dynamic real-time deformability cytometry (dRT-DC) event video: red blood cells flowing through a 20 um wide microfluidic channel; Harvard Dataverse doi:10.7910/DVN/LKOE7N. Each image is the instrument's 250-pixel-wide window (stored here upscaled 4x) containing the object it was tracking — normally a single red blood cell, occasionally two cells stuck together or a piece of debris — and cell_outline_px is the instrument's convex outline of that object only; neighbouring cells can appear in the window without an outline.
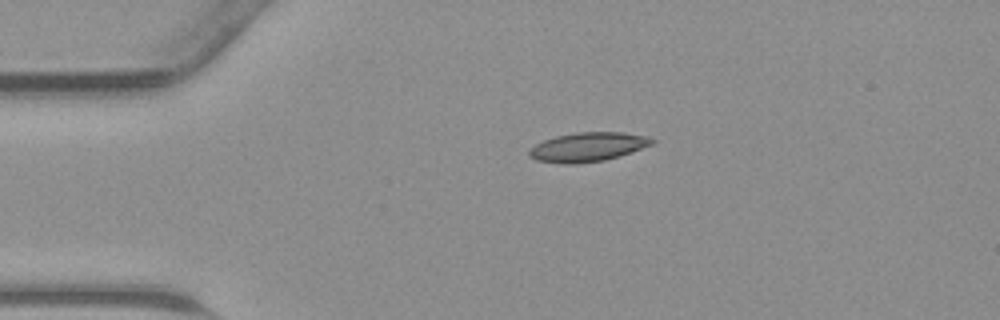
{"species": "common noctule bat (a hibernating species)", "species_latin": "Nyctalus noctula", "temperature_condition": "warm", "stored_images_in_passage": 40, "camera_frame_rate_fps": 3000, "um_per_image_px": 0.085, "animal": {"sex": "male", "body_mass_g": 23.1, "forearm_length_mm": 52.7}, "frame": {"image": 1, "passage_image": 5, "time_ms": 1.333, "image_size_px": [1000, 320], "cell_outline_px": [[656, 140], [652, 144], [632, 152], [620, 156], [604, 160], [576, 164], [564, 164], [536, 160], [528, 156], [528, 152], [536, 144], [544, 140], [556, 136], [576, 132], [624, 132], [648, 136]], "centroid_in_image_um": [49.98, 12.49], "position_along_channel_um": 35.0, "area_um2": 20.92}}
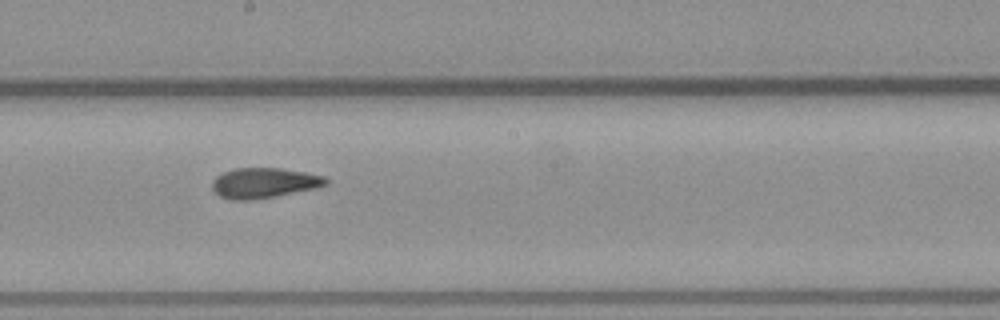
{"frame": {"image": 2, "passage_image": 20, "time_ms": 6.333, "image_size_px": [1000, 320], "cell_outline_px": [[328, 184], [316, 188], [276, 196], [252, 200], [228, 200], [220, 196], [212, 188], [212, 180], [216, 176], [224, 172], [236, 168], [280, 168], [304, 172], [324, 176], [328, 180]], "centroid_in_image_um": [22.43, 15.55], "position_along_channel_um": 225.8, "area_um2": 20.06}}
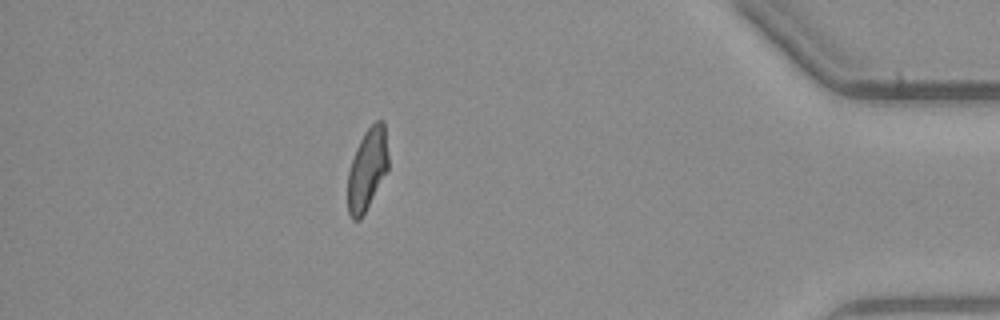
{"frame": {"image": 3, "passage_image": 35, "time_ms": 11.333, "image_size_px": [1000, 320], "cell_outline_px": [[388, 168], [360, 220], [352, 220], [348, 212], [348, 172], [356, 148], [364, 132], [376, 120], [384, 120], [388, 156]], "centroid_in_image_um": [31.21, 14.36], "position_along_channel_um": 404.0, "area_um2": 19.02}}